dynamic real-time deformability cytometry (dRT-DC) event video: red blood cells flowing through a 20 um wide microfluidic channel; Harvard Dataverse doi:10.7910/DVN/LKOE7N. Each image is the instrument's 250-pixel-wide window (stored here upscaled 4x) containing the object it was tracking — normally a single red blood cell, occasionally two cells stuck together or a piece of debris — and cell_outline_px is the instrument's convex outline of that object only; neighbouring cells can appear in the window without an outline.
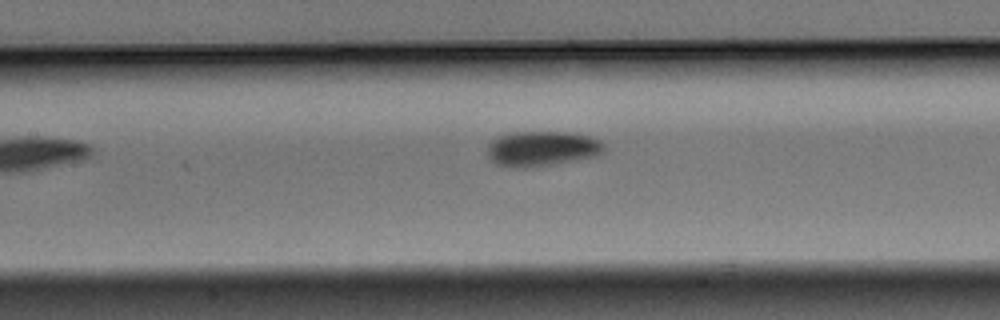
{"species": "Egyptian fruit bat (a non-hibernating species)", "species_latin": "Rousettus aegyptiacus", "temperature_condition": "warm", "stored_images_in_passage": 7, "camera_frame_rate_fps": 3000, "um_per_image_px": 0.085, "animal": {"sex": "male"}, "frame": {"image": 1, "passage_image": 6, "time_ms": 1.667, "image_size_px": [1000, 320], "cell_outline_px": [[604, 152], [600, 156], [528, 168], [512, 168], [496, 164], [488, 156], [488, 144], [492, 140], [500, 136], [516, 132], [568, 132], [588, 136], [600, 140], [604, 144]], "centroid_in_image_um": [46.09, 12.65], "position_along_channel_um": 161.3, "area_um2": 23.99}}
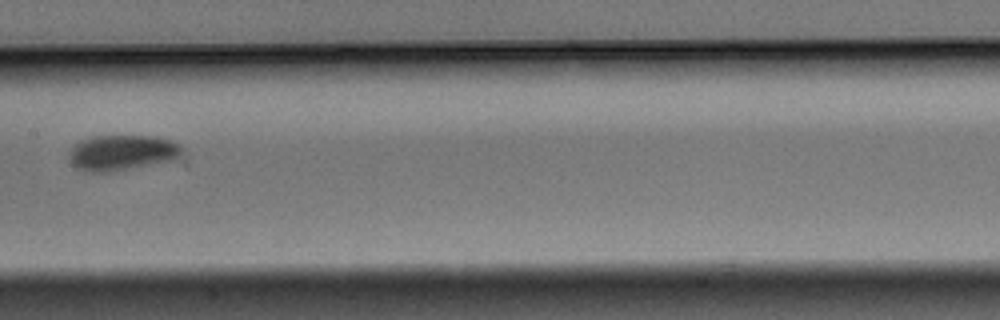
{"frame": {"image": 2, "passage_image": 7, "time_ms": 2.0, "image_size_px": [1000, 320], "cell_outline_px": [[184, 152], [172, 160], [112, 172], [92, 172], [76, 168], [72, 164], [72, 148], [80, 140], [92, 136], [156, 136], [172, 140], [180, 144], [184, 148]], "centroid_in_image_um": [10.43, 12.96], "position_along_channel_um": 197.0, "area_um2": 23.24}}